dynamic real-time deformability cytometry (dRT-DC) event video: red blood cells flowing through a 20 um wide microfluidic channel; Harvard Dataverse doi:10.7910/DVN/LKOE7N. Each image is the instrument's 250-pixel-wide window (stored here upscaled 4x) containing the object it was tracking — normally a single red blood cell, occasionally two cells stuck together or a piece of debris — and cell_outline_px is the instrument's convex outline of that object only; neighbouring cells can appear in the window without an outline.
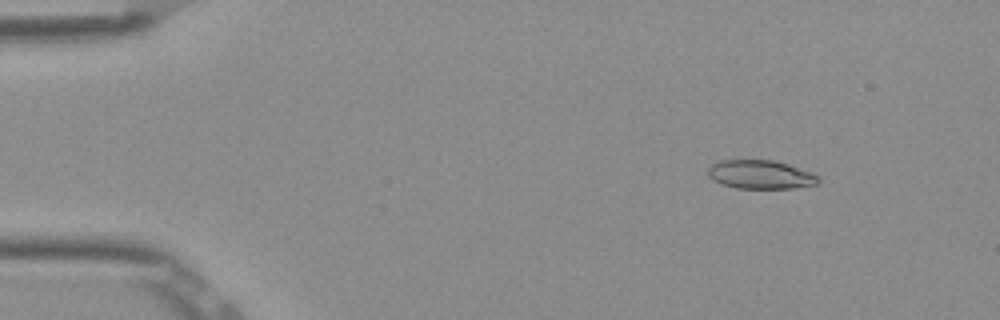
{"species": "Egyptian fruit bat (a non-hibernating species)", "species_latin": "Rousettus aegyptiacus", "temperature_condition": "room temperature", "stored_images_in_passage": 53, "camera_frame_rate_fps": 3000, "um_per_image_px": 0.085, "frame": {"image": 1, "passage_image": 7, "time_ms": 2.0, "image_size_px": [1000, 320], "cell_outline_px": [[820, 184], [792, 188], [736, 188], [720, 184], [712, 180], [708, 176], [708, 168], [712, 164], [720, 160], [772, 160], [788, 164], [812, 172], [820, 180]], "centroid_in_image_um": [64.63, 14.84], "position_along_channel_um": 20.4, "area_um2": 18.55}}
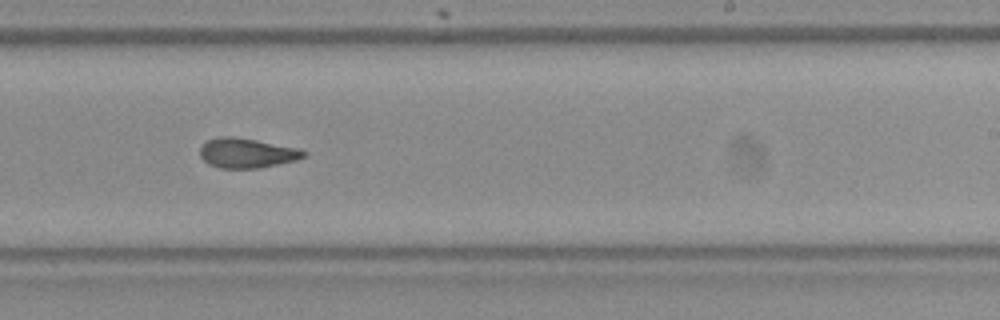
{"frame": {"image": 2, "passage_image": 33, "time_ms": 10.667, "image_size_px": [1000, 320], "cell_outline_px": [[308, 156], [296, 160], [260, 168], [220, 168], [208, 164], [200, 156], [200, 148], [208, 140], [220, 136], [236, 136], [300, 148], [308, 152]], "centroid_in_image_um": [21.03, 13.0], "position_along_channel_um": 268.0, "area_um2": 18.21}}
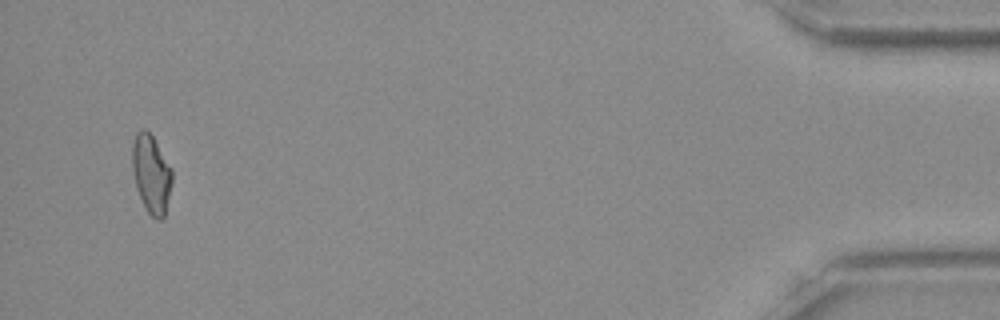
{"frame": {"image": 3, "passage_image": 51, "time_ms": 16.667, "image_size_px": [1000, 320], "cell_outline_px": [[172, 180], [164, 216], [160, 220], [156, 220], [148, 212], [136, 188], [132, 168], [132, 144], [136, 132], [140, 128], [144, 128], [152, 136], [172, 168]], "centroid_in_image_um": [12.84, 14.75], "position_along_channel_um": 422.4, "area_um2": 18.03}, "authors_computed_cell_mechanics": {"area_um2": 18.3804, "velocity_mm_per_s": 3.891, "shape_relaxation_time_tau1_ms": 4.6584, "shape_relaxation_time_tau2_ms": 2.165, "deformation_change_tau1": 0.1663, "deformation_change_tau2": 0.0984}}